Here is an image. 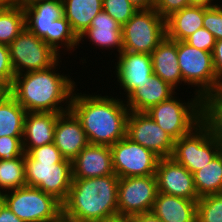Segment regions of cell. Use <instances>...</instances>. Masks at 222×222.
Returning <instances> with one entry per match:
<instances>
[{"label":"cell","instance_id":"obj_19","mask_svg":"<svg viewBox=\"0 0 222 222\" xmlns=\"http://www.w3.org/2000/svg\"><path fill=\"white\" fill-rule=\"evenodd\" d=\"M59 115L54 112H26L22 138L24 153L54 143V130Z\"/></svg>","mask_w":222,"mask_h":222},{"label":"cell","instance_id":"obj_38","mask_svg":"<svg viewBox=\"0 0 222 222\" xmlns=\"http://www.w3.org/2000/svg\"><path fill=\"white\" fill-rule=\"evenodd\" d=\"M212 57L217 79L222 83V40L216 41Z\"/></svg>","mask_w":222,"mask_h":222},{"label":"cell","instance_id":"obj_43","mask_svg":"<svg viewBox=\"0 0 222 222\" xmlns=\"http://www.w3.org/2000/svg\"><path fill=\"white\" fill-rule=\"evenodd\" d=\"M103 222H135V220L134 216L116 215L104 220Z\"/></svg>","mask_w":222,"mask_h":222},{"label":"cell","instance_id":"obj_10","mask_svg":"<svg viewBox=\"0 0 222 222\" xmlns=\"http://www.w3.org/2000/svg\"><path fill=\"white\" fill-rule=\"evenodd\" d=\"M8 48L15 75L48 69L55 65L61 56L26 27Z\"/></svg>","mask_w":222,"mask_h":222},{"label":"cell","instance_id":"obj_31","mask_svg":"<svg viewBox=\"0 0 222 222\" xmlns=\"http://www.w3.org/2000/svg\"><path fill=\"white\" fill-rule=\"evenodd\" d=\"M196 222H222V193L203 196L197 200Z\"/></svg>","mask_w":222,"mask_h":222},{"label":"cell","instance_id":"obj_21","mask_svg":"<svg viewBox=\"0 0 222 222\" xmlns=\"http://www.w3.org/2000/svg\"><path fill=\"white\" fill-rule=\"evenodd\" d=\"M175 90L177 89L153 74L150 81L137 86L127 97L126 105L130 111L146 112L156 104L173 96L176 93Z\"/></svg>","mask_w":222,"mask_h":222},{"label":"cell","instance_id":"obj_45","mask_svg":"<svg viewBox=\"0 0 222 222\" xmlns=\"http://www.w3.org/2000/svg\"><path fill=\"white\" fill-rule=\"evenodd\" d=\"M40 1H43V0H12V4L16 6H20L22 8H26Z\"/></svg>","mask_w":222,"mask_h":222},{"label":"cell","instance_id":"obj_28","mask_svg":"<svg viewBox=\"0 0 222 222\" xmlns=\"http://www.w3.org/2000/svg\"><path fill=\"white\" fill-rule=\"evenodd\" d=\"M26 110L11 96L0 104V137L23 136Z\"/></svg>","mask_w":222,"mask_h":222},{"label":"cell","instance_id":"obj_23","mask_svg":"<svg viewBox=\"0 0 222 222\" xmlns=\"http://www.w3.org/2000/svg\"><path fill=\"white\" fill-rule=\"evenodd\" d=\"M151 212L164 222H196L197 200L158 192Z\"/></svg>","mask_w":222,"mask_h":222},{"label":"cell","instance_id":"obj_37","mask_svg":"<svg viewBox=\"0 0 222 222\" xmlns=\"http://www.w3.org/2000/svg\"><path fill=\"white\" fill-rule=\"evenodd\" d=\"M15 78L8 45L0 43V80L8 81L12 84Z\"/></svg>","mask_w":222,"mask_h":222},{"label":"cell","instance_id":"obj_26","mask_svg":"<svg viewBox=\"0 0 222 222\" xmlns=\"http://www.w3.org/2000/svg\"><path fill=\"white\" fill-rule=\"evenodd\" d=\"M201 124L222 151V87L202 98Z\"/></svg>","mask_w":222,"mask_h":222},{"label":"cell","instance_id":"obj_40","mask_svg":"<svg viewBox=\"0 0 222 222\" xmlns=\"http://www.w3.org/2000/svg\"><path fill=\"white\" fill-rule=\"evenodd\" d=\"M11 96V83L8 81L0 80V104L5 102Z\"/></svg>","mask_w":222,"mask_h":222},{"label":"cell","instance_id":"obj_17","mask_svg":"<svg viewBox=\"0 0 222 222\" xmlns=\"http://www.w3.org/2000/svg\"><path fill=\"white\" fill-rule=\"evenodd\" d=\"M54 144L61 155L71 161L89 144L81 122L71 110L58 116L54 130Z\"/></svg>","mask_w":222,"mask_h":222},{"label":"cell","instance_id":"obj_27","mask_svg":"<svg viewBox=\"0 0 222 222\" xmlns=\"http://www.w3.org/2000/svg\"><path fill=\"white\" fill-rule=\"evenodd\" d=\"M198 197L222 193V151L200 170L193 173Z\"/></svg>","mask_w":222,"mask_h":222},{"label":"cell","instance_id":"obj_6","mask_svg":"<svg viewBox=\"0 0 222 222\" xmlns=\"http://www.w3.org/2000/svg\"><path fill=\"white\" fill-rule=\"evenodd\" d=\"M0 199L24 222H59L62 203L36 187L24 186L1 194Z\"/></svg>","mask_w":222,"mask_h":222},{"label":"cell","instance_id":"obj_9","mask_svg":"<svg viewBox=\"0 0 222 222\" xmlns=\"http://www.w3.org/2000/svg\"><path fill=\"white\" fill-rule=\"evenodd\" d=\"M123 50L149 54L166 37V23L154 9L137 10L122 26Z\"/></svg>","mask_w":222,"mask_h":222},{"label":"cell","instance_id":"obj_29","mask_svg":"<svg viewBox=\"0 0 222 222\" xmlns=\"http://www.w3.org/2000/svg\"><path fill=\"white\" fill-rule=\"evenodd\" d=\"M24 186H27L25 180V153L12 160H0V196L4 192Z\"/></svg>","mask_w":222,"mask_h":222},{"label":"cell","instance_id":"obj_36","mask_svg":"<svg viewBox=\"0 0 222 222\" xmlns=\"http://www.w3.org/2000/svg\"><path fill=\"white\" fill-rule=\"evenodd\" d=\"M191 6L189 0H155L154 9L158 14L166 19L176 11Z\"/></svg>","mask_w":222,"mask_h":222},{"label":"cell","instance_id":"obj_4","mask_svg":"<svg viewBox=\"0 0 222 222\" xmlns=\"http://www.w3.org/2000/svg\"><path fill=\"white\" fill-rule=\"evenodd\" d=\"M25 180L63 203L72 184V162L65 159L54 143L32 148L25 153Z\"/></svg>","mask_w":222,"mask_h":222},{"label":"cell","instance_id":"obj_12","mask_svg":"<svg viewBox=\"0 0 222 222\" xmlns=\"http://www.w3.org/2000/svg\"><path fill=\"white\" fill-rule=\"evenodd\" d=\"M220 151L209 131L200 124L191 133L174 141L171 157L193 174L210 163Z\"/></svg>","mask_w":222,"mask_h":222},{"label":"cell","instance_id":"obj_5","mask_svg":"<svg viewBox=\"0 0 222 222\" xmlns=\"http://www.w3.org/2000/svg\"><path fill=\"white\" fill-rule=\"evenodd\" d=\"M24 12L26 28L58 54L64 46L67 51L76 50L79 38L64 17L62 0H43L24 8Z\"/></svg>","mask_w":222,"mask_h":222},{"label":"cell","instance_id":"obj_2","mask_svg":"<svg viewBox=\"0 0 222 222\" xmlns=\"http://www.w3.org/2000/svg\"><path fill=\"white\" fill-rule=\"evenodd\" d=\"M58 64L59 61L45 70L15 75L11 84L12 97L26 112L63 113L70 110L76 83L69 75L56 73Z\"/></svg>","mask_w":222,"mask_h":222},{"label":"cell","instance_id":"obj_33","mask_svg":"<svg viewBox=\"0 0 222 222\" xmlns=\"http://www.w3.org/2000/svg\"><path fill=\"white\" fill-rule=\"evenodd\" d=\"M203 27L216 39L222 40V5L214 7L204 6Z\"/></svg>","mask_w":222,"mask_h":222},{"label":"cell","instance_id":"obj_1","mask_svg":"<svg viewBox=\"0 0 222 222\" xmlns=\"http://www.w3.org/2000/svg\"><path fill=\"white\" fill-rule=\"evenodd\" d=\"M111 97L73 93L70 110L81 122L90 144L112 146L126 136L130 110L126 100Z\"/></svg>","mask_w":222,"mask_h":222},{"label":"cell","instance_id":"obj_15","mask_svg":"<svg viewBox=\"0 0 222 222\" xmlns=\"http://www.w3.org/2000/svg\"><path fill=\"white\" fill-rule=\"evenodd\" d=\"M157 190L160 193L198 200L193 174L172 157L160 158L155 172Z\"/></svg>","mask_w":222,"mask_h":222},{"label":"cell","instance_id":"obj_47","mask_svg":"<svg viewBox=\"0 0 222 222\" xmlns=\"http://www.w3.org/2000/svg\"><path fill=\"white\" fill-rule=\"evenodd\" d=\"M59 222H68V221H66V220H64V219H61Z\"/></svg>","mask_w":222,"mask_h":222},{"label":"cell","instance_id":"obj_34","mask_svg":"<svg viewBox=\"0 0 222 222\" xmlns=\"http://www.w3.org/2000/svg\"><path fill=\"white\" fill-rule=\"evenodd\" d=\"M23 136L0 137V160H12L24 154Z\"/></svg>","mask_w":222,"mask_h":222},{"label":"cell","instance_id":"obj_32","mask_svg":"<svg viewBox=\"0 0 222 222\" xmlns=\"http://www.w3.org/2000/svg\"><path fill=\"white\" fill-rule=\"evenodd\" d=\"M103 10L123 26L138 10L129 0H102Z\"/></svg>","mask_w":222,"mask_h":222},{"label":"cell","instance_id":"obj_20","mask_svg":"<svg viewBox=\"0 0 222 222\" xmlns=\"http://www.w3.org/2000/svg\"><path fill=\"white\" fill-rule=\"evenodd\" d=\"M87 37L98 48H114L119 53L123 50L122 26L104 10L93 18L90 27L79 36V43Z\"/></svg>","mask_w":222,"mask_h":222},{"label":"cell","instance_id":"obj_22","mask_svg":"<svg viewBox=\"0 0 222 222\" xmlns=\"http://www.w3.org/2000/svg\"><path fill=\"white\" fill-rule=\"evenodd\" d=\"M154 75L175 89L183 78L178 64L177 41L165 37L151 53Z\"/></svg>","mask_w":222,"mask_h":222},{"label":"cell","instance_id":"obj_46","mask_svg":"<svg viewBox=\"0 0 222 222\" xmlns=\"http://www.w3.org/2000/svg\"><path fill=\"white\" fill-rule=\"evenodd\" d=\"M12 5V0H0V12L8 9Z\"/></svg>","mask_w":222,"mask_h":222},{"label":"cell","instance_id":"obj_41","mask_svg":"<svg viewBox=\"0 0 222 222\" xmlns=\"http://www.w3.org/2000/svg\"><path fill=\"white\" fill-rule=\"evenodd\" d=\"M134 220L135 222H164L151 211L134 215Z\"/></svg>","mask_w":222,"mask_h":222},{"label":"cell","instance_id":"obj_35","mask_svg":"<svg viewBox=\"0 0 222 222\" xmlns=\"http://www.w3.org/2000/svg\"><path fill=\"white\" fill-rule=\"evenodd\" d=\"M185 42L197 49L213 52L216 39L207 29L202 27L190 35Z\"/></svg>","mask_w":222,"mask_h":222},{"label":"cell","instance_id":"obj_8","mask_svg":"<svg viewBox=\"0 0 222 222\" xmlns=\"http://www.w3.org/2000/svg\"><path fill=\"white\" fill-rule=\"evenodd\" d=\"M177 57L183 83L198 88L194 94L203 98L222 87L216 76L212 52L192 47L185 41H177Z\"/></svg>","mask_w":222,"mask_h":222},{"label":"cell","instance_id":"obj_39","mask_svg":"<svg viewBox=\"0 0 222 222\" xmlns=\"http://www.w3.org/2000/svg\"><path fill=\"white\" fill-rule=\"evenodd\" d=\"M0 222H24L18 218L0 199Z\"/></svg>","mask_w":222,"mask_h":222},{"label":"cell","instance_id":"obj_14","mask_svg":"<svg viewBox=\"0 0 222 222\" xmlns=\"http://www.w3.org/2000/svg\"><path fill=\"white\" fill-rule=\"evenodd\" d=\"M126 136L160 158L171 157L174 139L146 113L130 111Z\"/></svg>","mask_w":222,"mask_h":222},{"label":"cell","instance_id":"obj_42","mask_svg":"<svg viewBox=\"0 0 222 222\" xmlns=\"http://www.w3.org/2000/svg\"><path fill=\"white\" fill-rule=\"evenodd\" d=\"M138 10L154 8L155 0H129Z\"/></svg>","mask_w":222,"mask_h":222},{"label":"cell","instance_id":"obj_18","mask_svg":"<svg viewBox=\"0 0 222 222\" xmlns=\"http://www.w3.org/2000/svg\"><path fill=\"white\" fill-rule=\"evenodd\" d=\"M73 178H96L114 174L110 146L88 144L71 161Z\"/></svg>","mask_w":222,"mask_h":222},{"label":"cell","instance_id":"obj_16","mask_svg":"<svg viewBox=\"0 0 222 222\" xmlns=\"http://www.w3.org/2000/svg\"><path fill=\"white\" fill-rule=\"evenodd\" d=\"M116 77L127 98L137 86L150 81L154 74L152 58L149 54L122 51L118 54Z\"/></svg>","mask_w":222,"mask_h":222},{"label":"cell","instance_id":"obj_3","mask_svg":"<svg viewBox=\"0 0 222 222\" xmlns=\"http://www.w3.org/2000/svg\"><path fill=\"white\" fill-rule=\"evenodd\" d=\"M118 181L114 173L96 178H73L62 219L68 222H103L118 215Z\"/></svg>","mask_w":222,"mask_h":222},{"label":"cell","instance_id":"obj_25","mask_svg":"<svg viewBox=\"0 0 222 222\" xmlns=\"http://www.w3.org/2000/svg\"><path fill=\"white\" fill-rule=\"evenodd\" d=\"M63 14L76 36L86 31L93 18L103 10L102 0H62Z\"/></svg>","mask_w":222,"mask_h":222},{"label":"cell","instance_id":"obj_24","mask_svg":"<svg viewBox=\"0 0 222 222\" xmlns=\"http://www.w3.org/2000/svg\"><path fill=\"white\" fill-rule=\"evenodd\" d=\"M204 6L191 5L176 11L165 19L166 37L174 41H185L203 27Z\"/></svg>","mask_w":222,"mask_h":222},{"label":"cell","instance_id":"obj_13","mask_svg":"<svg viewBox=\"0 0 222 222\" xmlns=\"http://www.w3.org/2000/svg\"><path fill=\"white\" fill-rule=\"evenodd\" d=\"M157 193L155 175L119 178L118 215L134 216L152 211Z\"/></svg>","mask_w":222,"mask_h":222},{"label":"cell","instance_id":"obj_44","mask_svg":"<svg viewBox=\"0 0 222 222\" xmlns=\"http://www.w3.org/2000/svg\"><path fill=\"white\" fill-rule=\"evenodd\" d=\"M214 0H189L191 5H197V6H205V7H214L219 6V4H214L216 2H213Z\"/></svg>","mask_w":222,"mask_h":222},{"label":"cell","instance_id":"obj_11","mask_svg":"<svg viewBox=\"0 0 222 222\" xmlns=\"http://www.w3.org/2000/svg\"><path fill=\"white\" fill-rule=\"evenodd\" d=\"M112 167L119 178L155 175L160 157L125 136L110 146Z\"/></svg>","mask_w":222,"mask_h":222},{"label":"cell","instance_id":"obj_30","mask_svg":"<svg viewBox=\"0 0 222 222\" xmlns=\"http://www.w3.org/2000/svg\"><path fill=\"white\" fill-rule=\"evenodd\" d=\"M25 27L24 8L12 4L0 12V43L9 45Z\"/></svg>","mask_w":222,"mask_h":222},{"label":"cell","instance_id":"obj_7","mask_svg":"<svg viewBox=\"0 0 222 222\" xmlns=\"http://www.w3.org/2000/svg\"><path fill=\"white\" fill-rule=\"evenodd\" d=\"M188 102L174 96L151 107L146 113L174 140L191 133L201 124L202 98L195 94ZM178 99V100H177Z\"/></svg>","mask_w":222,"mask_h":222}]
</instances>
